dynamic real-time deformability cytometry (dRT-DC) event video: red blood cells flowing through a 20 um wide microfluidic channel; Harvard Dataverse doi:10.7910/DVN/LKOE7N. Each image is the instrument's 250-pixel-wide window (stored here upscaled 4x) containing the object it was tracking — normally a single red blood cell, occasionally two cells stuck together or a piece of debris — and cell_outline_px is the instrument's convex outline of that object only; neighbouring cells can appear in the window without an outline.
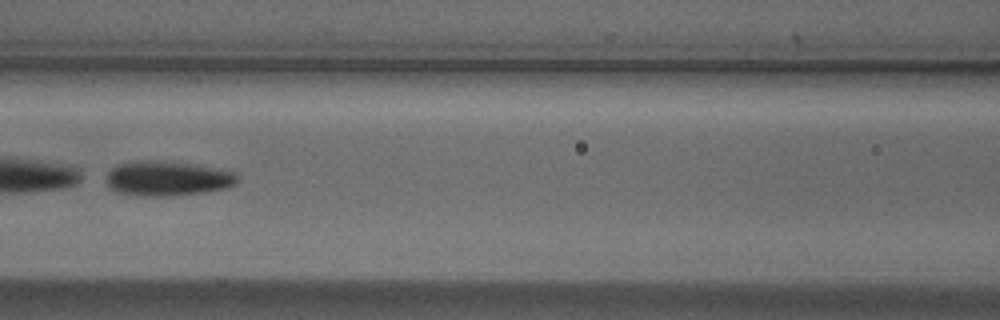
{"species": "Egyptian fruit bat (a non-hibernating species)", "species_latin": "Rousettus aegyptiacus", "temperature_condition": "cold", "stored_images_in_passage": 36, "camera_frame_rate_fps": 3000, "um_per_image_px": 0.085, "animal": {"sex": "male"}, "frame": {"image": 1, "passage_image": 11, "time_ms": 3.333, "image_size_px": [1000, 320], "cell_outline_px": [[236, 184], [228, 188], [208, 192], [168, 196], [144, 196], [116, 192], [108, 188], [104, 180], [104, 176], [112, 168], [120, 164], [148, 160], [152, 160], [192, 164], [232, 172], [236, 176]], "centroid_in_image_um": [14.16, 15.19], "position_along_channel_um": 152.4, "area_um2": 26.47}, "authors_computed_cell_mechanics": {"area_um2": 26.0967, "velocity_mm_per_s": 3.8351, "shape_relaxation_time_tau1_ms": 0.6546, "shape_relaxation_time_tau2_ms": null, "deformation_change_tau1": 0.2453, "deformation_change_tau2": null}}